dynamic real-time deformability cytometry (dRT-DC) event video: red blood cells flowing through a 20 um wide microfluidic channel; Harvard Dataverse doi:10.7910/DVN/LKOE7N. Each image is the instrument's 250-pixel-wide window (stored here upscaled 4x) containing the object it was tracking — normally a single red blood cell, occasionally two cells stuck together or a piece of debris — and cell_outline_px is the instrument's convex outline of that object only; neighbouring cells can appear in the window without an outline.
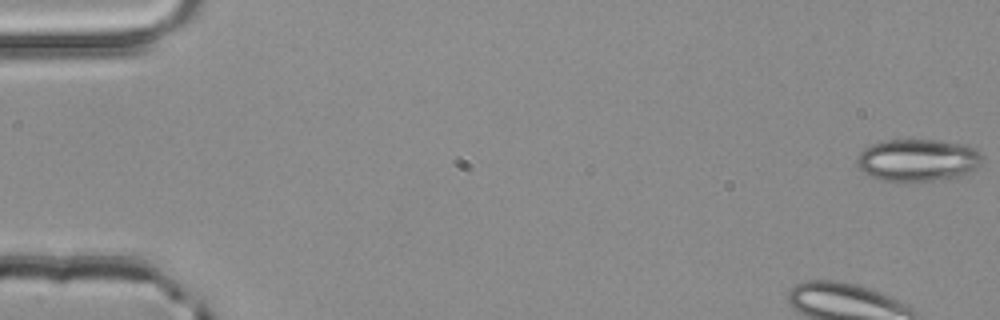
{"species": "common noctule bat (a hibernating species)", "species_latin": "Nyctalus noctula", "temperature_condition": "room temperature", "stored_images_in_passage": 52, "camera_frame_rate_fps": 3000, "um_per_image_px": 0.085, "animal": {"sex": "male", "body_mass_g": 20.4}, "frame": {"image": 1, "passage_image": 1, "time_ms": 0.0, "image_size_px": [1000, 320], "cell_outline_px": [[984, 156], [980, 164], [976, 168], [968, 172], [956, 176], [932, 180], [880, 180], [868, 176], [856, 164], [856, 160], [860, 152], [864, 148], [872, 144], [884, 140], [936, 140], [968, 144], [976, 148]], "centroid_in_image_um": [78.01, 13.58], "position_along_channel_um": 7.0, "area_um2": 30.75}}
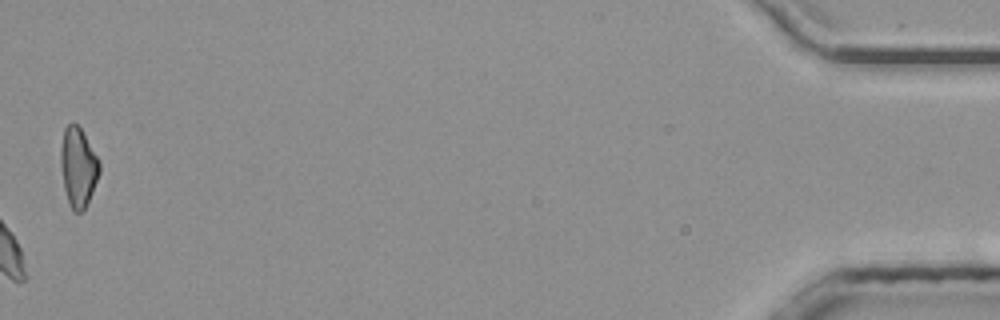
{"frame": {"image": 2, "passage_image": 52, "time_ms": 17.0, "image_size_px": [1000, 320], "cell_outline_px": [[100, 172], [92, 192], [84, 208], [80, 212], [72, 212], [68, 204], [64, 188], [60, 164], [60, 148], [64, 128], [72, 120], [80, 128], [96, 156], [100, 164]], "centroid_in_image_um": [6.61, 14.21], "position_along_channel_um": 428.6, "area_um2": 17.8}}